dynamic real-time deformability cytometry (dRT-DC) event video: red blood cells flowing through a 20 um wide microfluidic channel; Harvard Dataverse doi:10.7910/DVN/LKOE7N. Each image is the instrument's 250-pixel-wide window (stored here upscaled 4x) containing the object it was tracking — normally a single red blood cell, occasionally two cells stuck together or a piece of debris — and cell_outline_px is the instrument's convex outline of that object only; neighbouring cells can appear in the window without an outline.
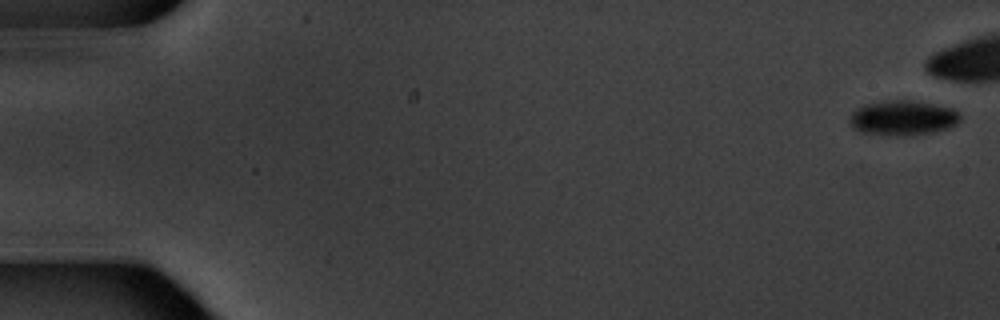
{"species": "common noctule bat (a hibernating species)", "species_latin": "Nyctalus noctula", "temperature_condition": "warm", "stored_images_in_passage": 17, "camera_frame_rate_fps": 3000, "um_per_image_px": 0.085, "animal": {"sex": "male", "body_mass_g": 20.1, "forearm_length_mm": 53.5}, "frame": {"image": 1, "passage_image": 1, "time_ms": 0.0, "image_size_px": [1000, 320], "cell_outline_px": [[960, 120], [956, 124], [948, 128], [932, 132], [860, 132], [852, 128], [848, 124], [848, 120], [852, 112], [856, 108], [868, 104], [888, 100], [912, 100], [952, 108], [960, 116]], "centroid_in_image_um": [76.71, 9.96], "position_along_channel_um": 8.3, "area_um2": 21.33}}
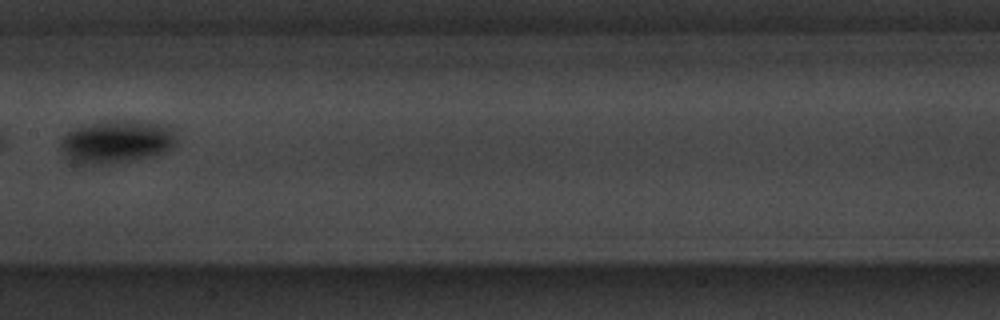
{"frame": {"image": 2, "passage_image": 10, "time_ms": 11.667, "image_size_px": [1000, 320], "cell_outline_px": [[176, 140], [172, 148], [164, 152], [152, 156], [128, 160], [72, 160], [64, 152], [60, 144], [60, 140], [64, 132], [72, 128], [84, 124], [100, 120], [148, 120], [164, 124], [176, 128]], "centroid_in_image_um": [10.01, 11.91], "position_along_channel_um": 197.4, "area_um2": 28.5}}